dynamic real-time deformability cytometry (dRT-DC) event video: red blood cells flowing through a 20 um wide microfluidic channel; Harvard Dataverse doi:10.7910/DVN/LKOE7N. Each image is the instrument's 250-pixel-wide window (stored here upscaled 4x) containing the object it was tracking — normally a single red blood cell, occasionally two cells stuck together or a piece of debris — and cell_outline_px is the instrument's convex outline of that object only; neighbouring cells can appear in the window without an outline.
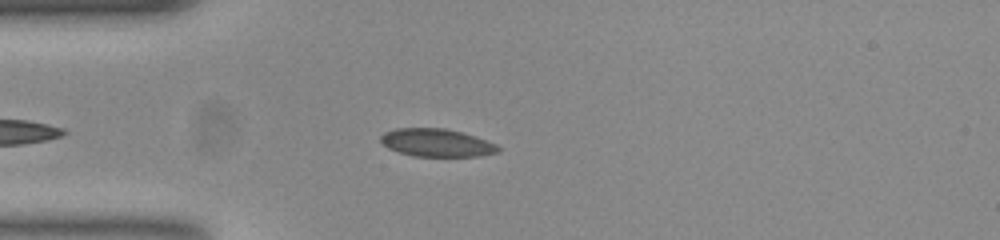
{"species": "common noctule bat (a hibernating species)", "species_latin": "Nyctalus noctula", "temperature_condition": "room temperature", "stored_images_in_passage": 46, "camera_frame_rate_fps": 3000, "um_per_image_px": 0.085, "animal": {"sex": "female", "body_mass_g": 23.0, "forearm_length_mm": 53.4}, "frame": {"image": 1, "passage_image": 9, "time_ms": 2.667, "image_size_px": [1000, 240], "cell_outline_px": [[500, 152], [480, 156], [412, 156], [388, 148], [380, 144], [380, 136], [384, 132], [396, 128], [444, 128], [460, 132], [496, 144], [500, 148]], "centroid_in_image_um": [37.06, 12.14], "position_along_channel_um": 47.9, "area_um2": 19.02}}
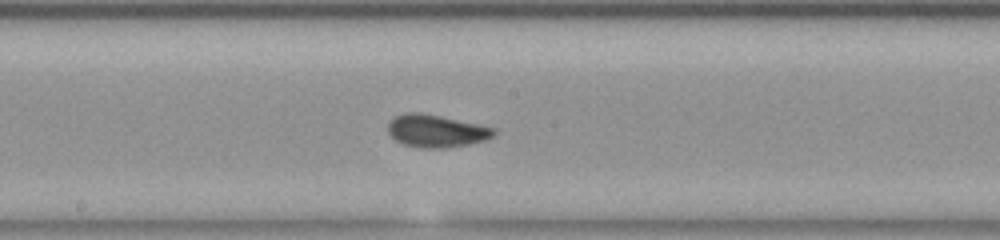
{"frame": {"image": 2, "passage_image": 23, "time_ms": 7.333, "image_size_px": [1000, 240], "cell_outline_px": [[496, 136], [484, 140], [468, 144], [448, 148], [428, 148], [404, 144], [396, 140], [388, 132], [388, 124], [396, 116], [404, 112], [420, 112], [480, 124], [496, 128]], "centroid_in_image_um": [37.12, 11.12], "position_along_channel_um": 211.1, "area_um2": 20.06}}
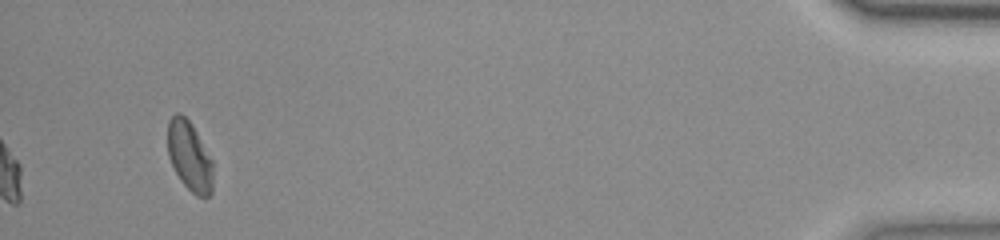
{"frame": {"image": 3, "passage_image": 46, "time_ms": 15.0, "image_size_px": [1000, 240], "cell_outline_px": [[212, 192], [208, 196], [196, 196], [180, 180], [168, 156], [168, 120], [176, 112], [180, 112], [192, 124], [212, 160]], "centroid_in_image_um": [16.1, 13.26], "position_along_channel_um": 419.1, "area_um2": 18.21}, "authors_computed_cell_mechanics": {"area_um2": 19.2185, "velocity_mm_per_s": 3.7526, "shape_relaxation_time_tau1_ms": 5.1769, "shape_relaxation_time_tau2_ms": 1.9006, "deformation_change_tau1": 0.1117, "deformation_change_tau2": 0.0427}}